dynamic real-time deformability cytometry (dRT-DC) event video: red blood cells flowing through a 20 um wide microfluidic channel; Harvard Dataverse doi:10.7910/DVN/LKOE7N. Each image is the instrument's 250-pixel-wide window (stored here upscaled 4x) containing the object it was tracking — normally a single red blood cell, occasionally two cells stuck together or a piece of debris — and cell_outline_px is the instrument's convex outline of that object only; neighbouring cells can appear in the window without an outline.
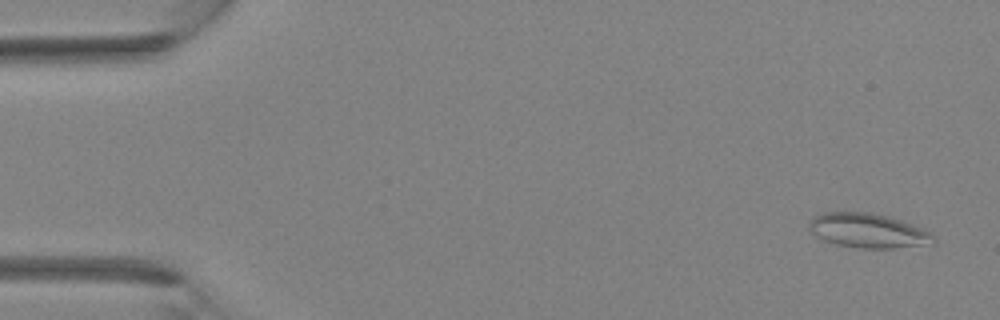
{"species": "Egyptian fruit bat (a non-hibernating species)", "species_latin": "Rousettus aegyptiacus", "temperature_condition": "room temperature", "stored_images_in_passage": 4, "camera_frame_rate_fps": 3000, "um_per_image_px": 0.085, "animal": {"sex": "female"}, "frame": {"image": 1, "passage_image": 1, "time_ms": 0.0, "image_size_px": [1000, 320], "cell_outline_px": [[936, 244], [892, 248], [860, 248], [836, 244], [824, 240], [816, 236], [808, 228], [808, 224], [816, 216], [824, 212], [872, 212], [888, 216], [912, 224], [932, 232], [936, 236]], "centroid_in_image_um": [73.85, 19.61], "position_along_channel_um": 11.2, "area_um2": 25.14}}
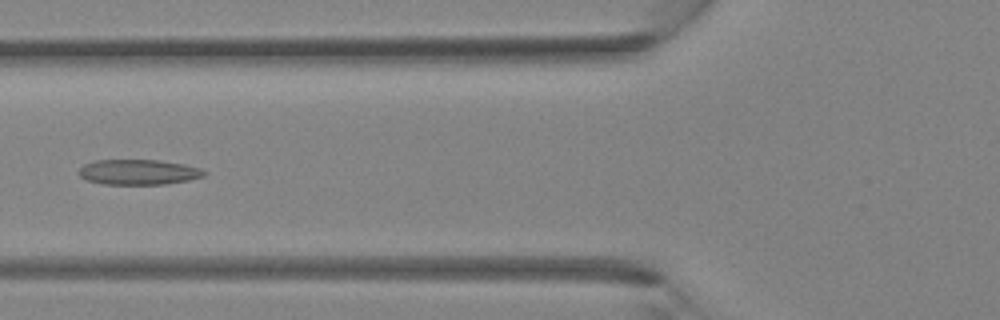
{"frame": {"image": 2, "passage_image": 4, "time_ms": 4.333, "image_size_px": [1000, 320], "cell_outline_px": [[208, 172], [204, 176], [188, 180], [164, 184], [104, 184], [88, 180], [80, 176], [76, 172], [84, 164], [92, 160], [160, 160], [184, 164], [200, 168]], "centroid_in_image_um": [11.76, 14.62], "position_along_channel_um": 114.0, "area_um2": 18.5}}